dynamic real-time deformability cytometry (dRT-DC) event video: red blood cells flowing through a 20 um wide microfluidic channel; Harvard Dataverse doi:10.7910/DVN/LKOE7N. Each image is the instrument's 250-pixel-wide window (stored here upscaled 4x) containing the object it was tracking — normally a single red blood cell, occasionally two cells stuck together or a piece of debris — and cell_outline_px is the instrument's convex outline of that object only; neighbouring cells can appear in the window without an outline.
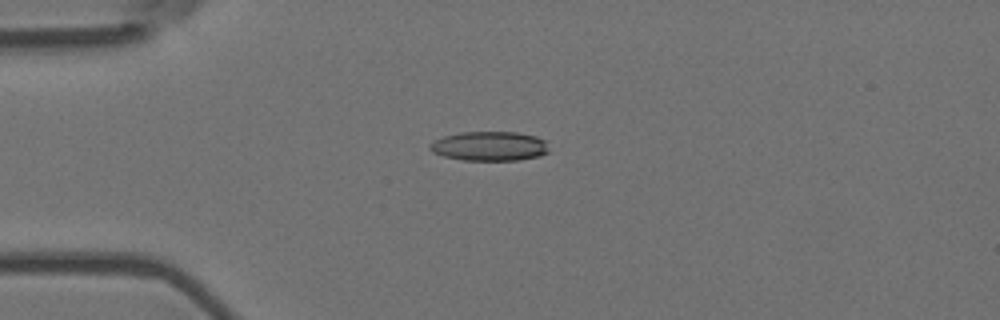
{"species": "Egyptian fruit bat (a non-hibernating species)", "species_latin": "Rousettus aegyptiacus", "temperature_condition": "room temperature", "stored_images_in_passage": 15, "camera_frame_rate_fps": 3000, "um_per_image_px": 0.085, "animal": {"sex": "female"}, "frame": {"image": 1, "passage_image": 4, "time_ms": 1.0, "image_size_px": [1000, 320], "cell_outline_px": [[548, 152], [540, 156], [520, 160], [464, 160], [444, 156], [432, 152], [428, 148], [428, 144], [444, 136], [460, 132], [516, 132], [536, 136], [544, 140]], "centroid_in_image_um": [41.59, 12.42], "position_along_channel_um": 43.4, "area_um2": 20.35}}
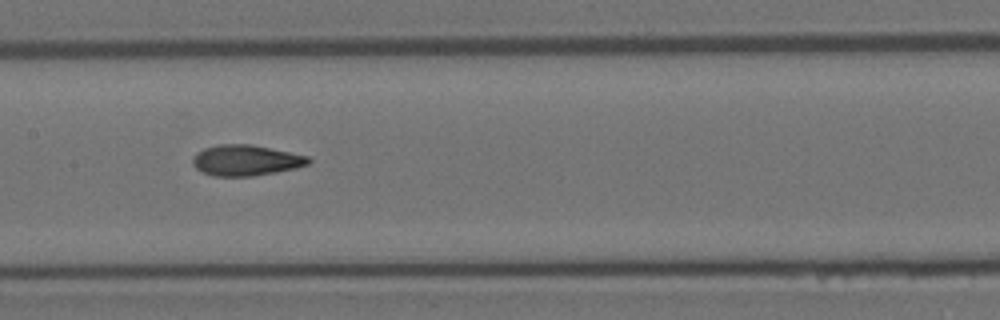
{"frame": {"image": 2, "passage_image": 8, "time_ms": 2.333, "image_size_px": [1000, 320], "cell_outline_px": [[312, 160], [308, 164], [296, 168], [276, 172], [252, 176], [212, 176], [196, 168], [192, 164], [192, 160], [196, 152], [204, 148], [220, 144], [252, 144], [308, 156]], "centroid_in_image_um": [20.89, 13.62], "position_along_channel_um": 186.5, "area_um2": 20.75}}
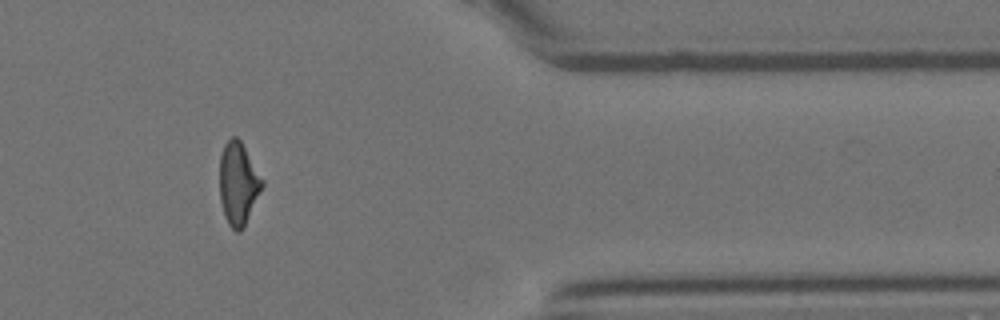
{"frame": {"image": 3, "passage_image": 13, "time_ms": 4.0, "image_size_px": [1000, 320], "cell_outline_px": [[264, 184], [244, 228], [240, 232], [236, 232], [228, 224], [224, 216], [220, 200], [220, 156], [224, 144], [232, 136], [236, 136], [240, 140], [264, 180]], "centroid_in_image_um": [20.25, 15.62], "position_along_channel_um": 391.1, "area_um2": 20.58}}